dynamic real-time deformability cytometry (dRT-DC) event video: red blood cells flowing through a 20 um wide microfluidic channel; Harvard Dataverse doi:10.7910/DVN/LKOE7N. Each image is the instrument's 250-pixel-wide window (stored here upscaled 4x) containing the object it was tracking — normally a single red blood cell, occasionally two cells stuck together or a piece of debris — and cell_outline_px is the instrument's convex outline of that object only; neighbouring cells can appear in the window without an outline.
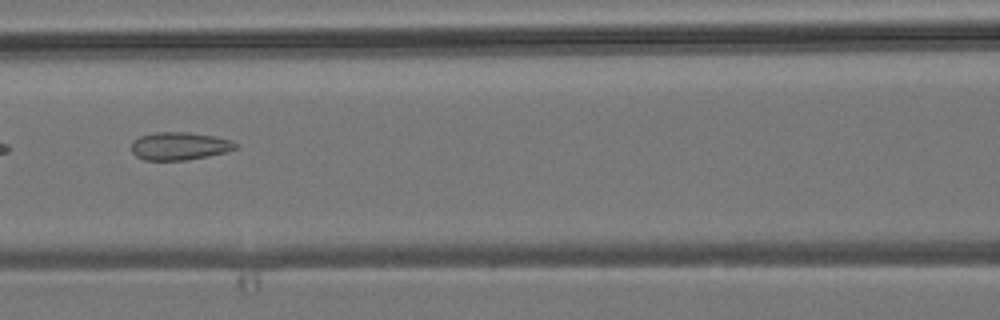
{"species": "common noctule bat (a hibernating species)", "species_latin": "Nyctalus noctula", "temperature_condition": "room temperature", "stored_images_in_passage": 7, "camera_frame_rate_fps": 3000, "um_per_image_px": 0.085, "animal": {"sex": "male", "body_mass_g": 19.2, "forearm_length_mm": 51.8}, "frame": {"image": 1, "passage_image": 6, "time_ms": 6.667, "image_size_px": [1000, 320], "cell_outline_px": [[240, 144], [236, 148], [224, 152], [208, 156], [188, 160], [144, 160], [136, 156], [132, 152], [132, 140], [140, 136], [156, 132], [188, 132], [212, 136], [232, 140]], "centroid_in_image_um": [15.25, 12.41], "position_along_channel_um": 151.3, "area_um2": 16.94}}
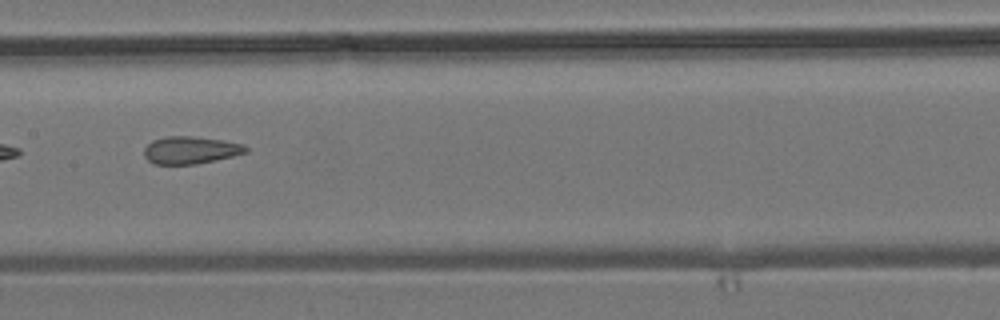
{"frame": {"image": 2, "passage_image": 7, "time_ms": 7.667, "image_size_px": [1000, 320], "cell_outline_px": [[248, 152], [232, 156], [196, 164], [152, 164], [144, 156], [144, 148], [152, 140], [164, 136], [192, 136], [220, 140], [244, 144], [248, 148]], "centroid_in_image_um": [16.16, 12.76], "position_along_channel_um": 191.2, "area_um2": 16.24}}